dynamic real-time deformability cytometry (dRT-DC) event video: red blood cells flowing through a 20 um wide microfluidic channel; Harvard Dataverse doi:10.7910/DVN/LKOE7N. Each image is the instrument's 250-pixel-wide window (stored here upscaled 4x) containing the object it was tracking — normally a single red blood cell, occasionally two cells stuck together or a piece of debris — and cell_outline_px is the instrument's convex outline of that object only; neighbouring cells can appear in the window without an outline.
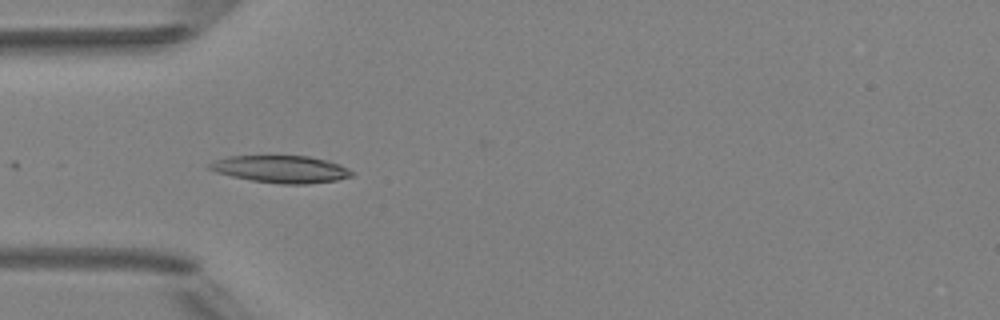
{"species": "Egyptian fruit bat (a non-hibernating species)", "species_latin": "Rousettus aegyptiacus", "temperature_condition": "room temperature", "stored_images_in_passage": 7, "camera_frame_rate_fps": 3000, "um_per_image_px": 0.085, "animal": {"sex": "female"}, "frame": {"image": 1, "passage_image": 5, "time_ms": 4.667, "image_size_px": [1000, 320], "cell_outline_px": [[352, 176], [336, 180], [308, 184], [280, 184], [252, 180], [232, 176], [216, 172], [208, 168], [208, 164], [216, 160], [228, 156], [308, 156], [340, 164], [352, 172]], "centroid_in_image_um": [23.87, 14.38], "position_along_channel_um": 61.1, "area_um2": 22.31}}
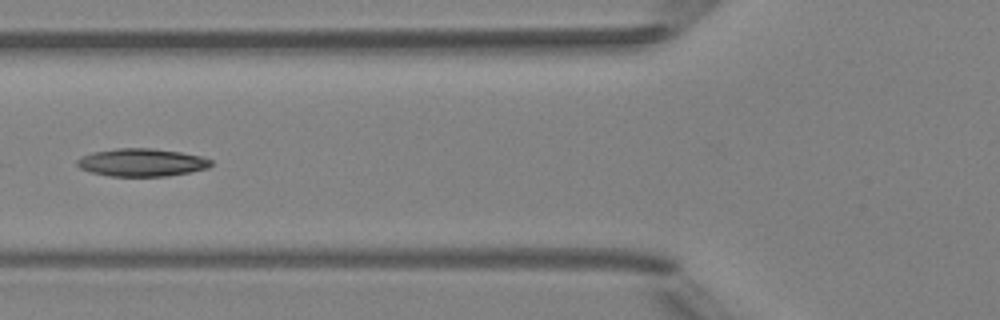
{"frame": {"image": 2, "passage_image": 6, "time_ms": 6.0, "image_size_px": [1000, 320], "cell_outline_px": [[212, 164], [208, 168], [168, 176], [108, 176], [92, 172], [80, 168], [76, 164], [76, 160], [92, 152], [116, 148], [152, 148], [180, 152], [200, 156], [212, 160]], "centroid_in_image_um": [12.04, 13.8], "position_along_channel_um": 113.8, "area_um2": 21.62}}
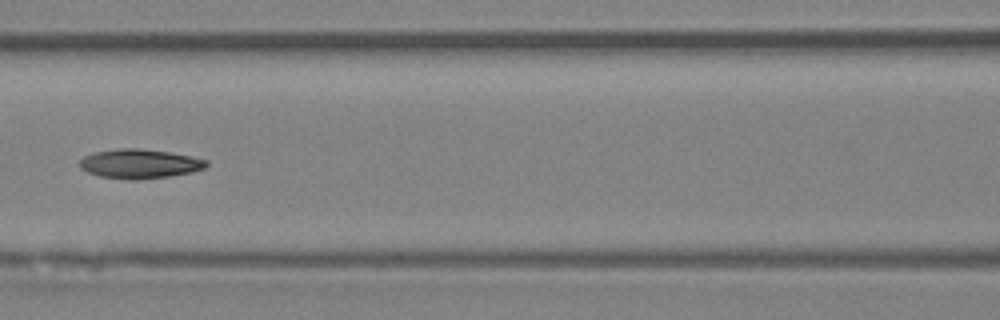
{"frame": {"image": 3, "passage_image": 7, "time_ms": 7.0, "image_size_px": [1000, 320], "cell_outline_px": [[208, 164], [204, 168], [192, 172], [168, 176], [140, 180], [128, 180], [100, 176], [88, 172], [80, 168], [80, 160], [84, 156], [96, 152], [120, 148], [136, 148], [168, 152], [208, 160]], "centroid_in_image_um": [11.85, 13.93], "position_along_channel_um": 154.7, "area_um2": 21.44}}